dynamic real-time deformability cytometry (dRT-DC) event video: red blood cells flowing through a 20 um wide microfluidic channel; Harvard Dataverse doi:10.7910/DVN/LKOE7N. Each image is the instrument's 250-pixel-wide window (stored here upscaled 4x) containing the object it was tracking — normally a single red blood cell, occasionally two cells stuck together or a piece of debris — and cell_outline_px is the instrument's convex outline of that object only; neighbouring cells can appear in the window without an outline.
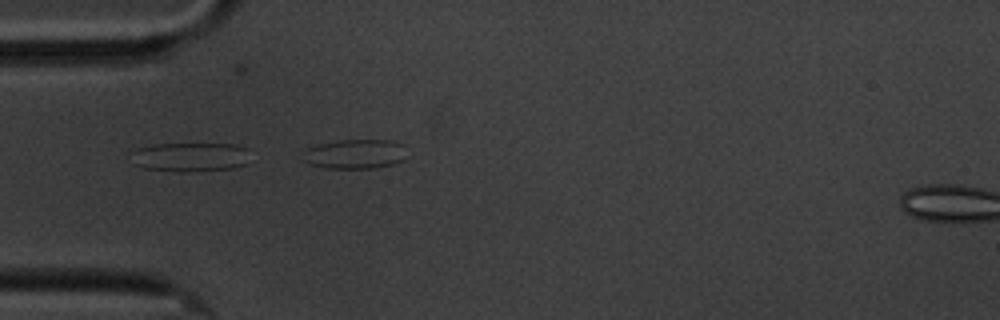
{"species": "common noctule bat (a hibernating species)", "species_latin": "Nyctalus noctula", "temperature_condition": "cold", "stored_images_in_passage": 6, "camera_frame_rate_fps": 3000, "um_per_image_px": 0.085, "animal": {"sex": "male", "body_mass_g": 20.1, "forearm_length_mm": 53.5}, "frame": {"image": 1, "passage_image": 5, "time_ms": 4.667, "image_size_px": [1000, 320], "cell_outline_px": [[248, 164], [232, 168], [188, 172], [176, 172], [144, 168], [132, 164], [128, 152], [136, 148], [152, 144], [236, 144], [248, 148]], "centroid_in_image_um": [16.11, 13.34], "position_along_channel_um": 68.9, "area_um2": 20.81}}